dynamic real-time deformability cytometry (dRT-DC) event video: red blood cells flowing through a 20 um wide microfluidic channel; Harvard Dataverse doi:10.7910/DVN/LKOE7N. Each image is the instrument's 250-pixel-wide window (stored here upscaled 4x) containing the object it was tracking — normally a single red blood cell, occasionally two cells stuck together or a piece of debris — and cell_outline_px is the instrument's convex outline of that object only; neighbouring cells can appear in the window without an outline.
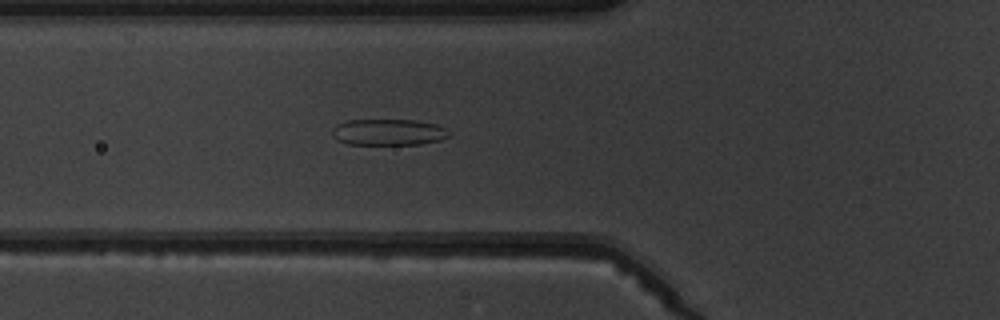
{"species": "common noctule bat (a hibernating species)", "species_latin": "Nyctalus noctula", "temperature_condition": "warm", "stored_images_in_passage": 6, "camera_frame_rate_fps": 3000, "um_per_image_px": 0.085, "animal": {"sex": "male", "body_mass_g": 19.5, "forearm_length_mm": 54.6}, "frame": {"image": 1, "passage_image": 6, "time_ms": 5.667, "image_size_px": [1000, 320], "cell_outline_px": [[448, 136], [440, 140], [420, 144], [348, 144], [336, 140], [332, 136], [332, 128], [336, 124], [348, 120], [416, 120], [436, 124], [444, 128], [448, 132]], "centroid_in_image_um": [32.96, 11.23], "position_along_channel_um": 92.8, "area_um2": 17.86}}